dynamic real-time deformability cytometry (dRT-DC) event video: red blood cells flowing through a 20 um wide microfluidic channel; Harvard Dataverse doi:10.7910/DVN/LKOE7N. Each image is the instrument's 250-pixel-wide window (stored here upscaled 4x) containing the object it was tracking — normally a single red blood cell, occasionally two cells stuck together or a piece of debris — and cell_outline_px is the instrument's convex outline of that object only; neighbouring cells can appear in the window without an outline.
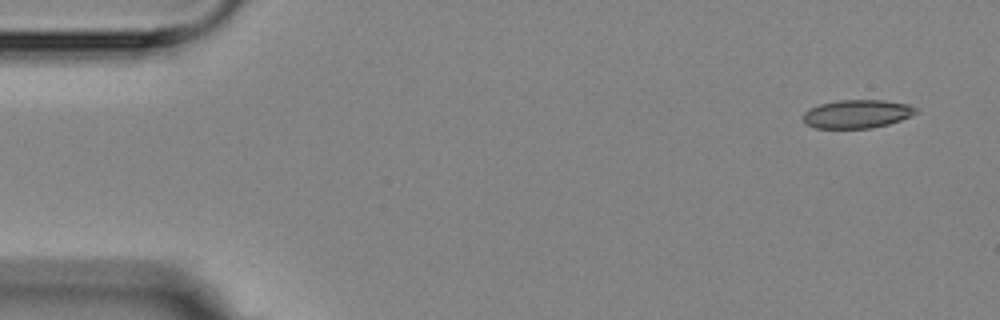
{"species": "Egyptian fruit bat (a non-hibernating species)", "species_latin": "Rousettus aegyptiacus", "temperature_condition": "room temperature", "stored_images_in_passage": 6, "camera_frame_rate_fps": 3000, "um_per_image_px": 0.085, "animal": {"sex": "female"}, "frame": {"image": 1, "passage_image": 1, "time_ms": 0.0, "image_size_px": [1000, 320], "cell_outline_px": [[920, 112], [912, 116], [888, 124], [872, 128], [816, 128], [804, 124], [804, 112], [808, 108], [820, 104], [836, 100], [884, 100], [908, 104], [920, 108]], "centroid_in_image_um": [72.89, 9.68], "position_along_channel_um": 12.1, "area_um2": 18.96}}
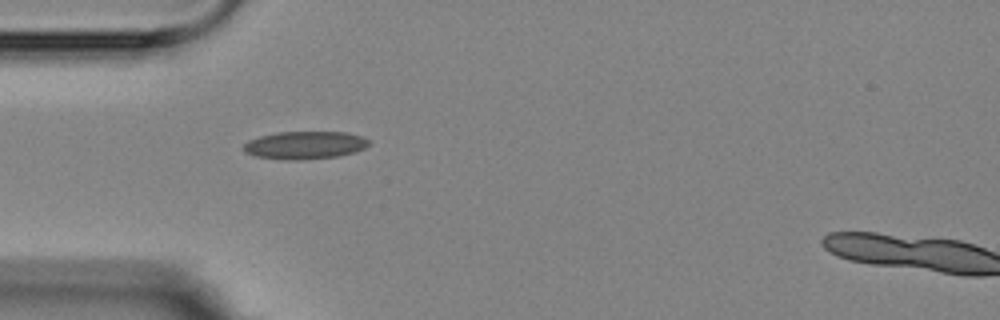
{"frame": {"image": 2, "passage_image": 5, "time_ms": 4.333, "image_size_px": [1000, 320], "cell_outline_px": [[368, 144], [364, 148], [352, 152], [336, 156], [292, 160], [256, 156], [244, 152], [240, 148], [248, 140], [260, 136], [276, 132], [344, 132], [360, 136], [368, 140]], "centroid_in_image_um": [25.83, 12.32], "position_along_channel_um": 59.2, "area_um2": 19.94}}